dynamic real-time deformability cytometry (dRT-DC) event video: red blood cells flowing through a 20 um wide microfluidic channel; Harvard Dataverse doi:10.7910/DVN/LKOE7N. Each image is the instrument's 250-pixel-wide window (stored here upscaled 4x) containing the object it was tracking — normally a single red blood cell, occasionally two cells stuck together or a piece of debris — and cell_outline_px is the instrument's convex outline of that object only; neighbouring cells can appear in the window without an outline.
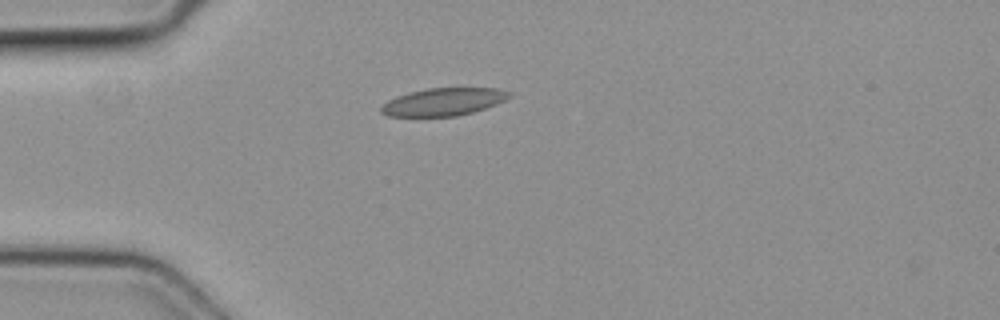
{"species": "common noctule bat (a hibernating species)", "species_latin": "Nyctalus noctula", "temperature_condition": "cold", "stored_images_in_passage": 2, "camera_frame_rate_fps": 3000, "um_per_image_px": 0.085, "animal": {"sex": "female", "body_mass_g": 19.3, "forearm_length_mm": 54.1}, "frame": {"image": 1, "passage_image": 1, "time_ms": 0.0, "image_size_px": [1000, 320], "cell_outline_px": [[512, 96], [496, 104], [472, 112], [456, 116], [388, 116], [380, 112], [380, 108], [388, 100], [396, 96], [408, 92], [428, 88], [496, 88], [512, 92]], "centroid_in_image_um": [37.69, 8.65], "position_along_channel_um": 47.3, "area_um2": 20.58}}